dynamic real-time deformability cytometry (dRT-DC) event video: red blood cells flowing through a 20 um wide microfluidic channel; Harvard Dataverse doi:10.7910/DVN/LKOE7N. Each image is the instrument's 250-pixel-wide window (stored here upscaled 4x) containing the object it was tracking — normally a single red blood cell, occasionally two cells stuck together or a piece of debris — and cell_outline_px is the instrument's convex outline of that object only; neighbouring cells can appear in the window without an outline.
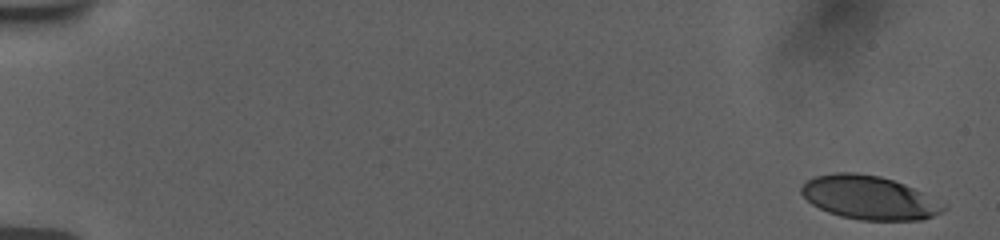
{"species": "human", "species_latin": "Homo sapiens", "temperature_condition": "room temperature", "stored_images_in_passage": 55, "camera_frame_rate_fps": 3000, "um_per_image_px": 0.085, "donor": {"sex": "female"}, "frame": {"image": 1, "passage_image": 1, "time_ms": 0.0, "image_size_px": [1000, 240], "cell_outline_px": [[948, 208], [932, 216], [920, 220], [860, 220], [840, 216], [828, 212], [812, 204], [800, 192], [800, 188], [808, 180], [816, 176], [836, 172], [856, 172], [880, 176], [904, 184], [920, 192]], "centroid_in_image_um": [73.82, 16.8], "position_along_channel_um": 11.2, "area_um2": 35.55}}
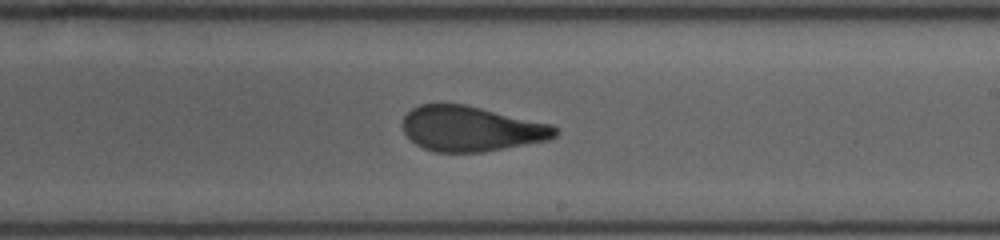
{"frame": {"image": 2, "passage_image": 34, "time_ms": 11.0, "image_size_px": [1000, 240], "cell_outline_px": [[560, 132], [556, 136], [548, 140], [480, 152], [436, 152], [424, 148], [416, 144], [404, 132], [404, 116], [412, 108], [420, 104], [464, 104], [552, 124]], "centroid_in_image_um": [40.06, 10.94], "position_along_channel_um": 248.9, "area_um2": 39.77}}
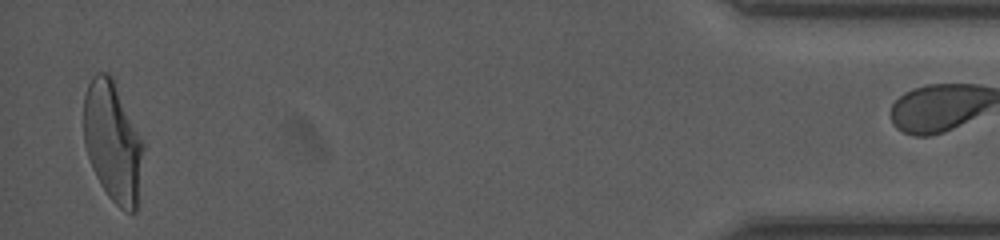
{"frame": {"image": 3, "passage_image": 54, "time_ms": 17.667, "image_size_px": [1000, 240], "cell_outline_px": [[144, 148], [136, 212], [124, 212], [108, 196], [100, 184], [92, 168], [84, 144], [84, 96], [88, 84], [92, 76], [96, 72], [108, 72], [112, 76], [144, 144]], "centroid_in_image_um": [9.57, 12.05], "position_along_channel_um": 425.6, "area_um2": 41.67}}